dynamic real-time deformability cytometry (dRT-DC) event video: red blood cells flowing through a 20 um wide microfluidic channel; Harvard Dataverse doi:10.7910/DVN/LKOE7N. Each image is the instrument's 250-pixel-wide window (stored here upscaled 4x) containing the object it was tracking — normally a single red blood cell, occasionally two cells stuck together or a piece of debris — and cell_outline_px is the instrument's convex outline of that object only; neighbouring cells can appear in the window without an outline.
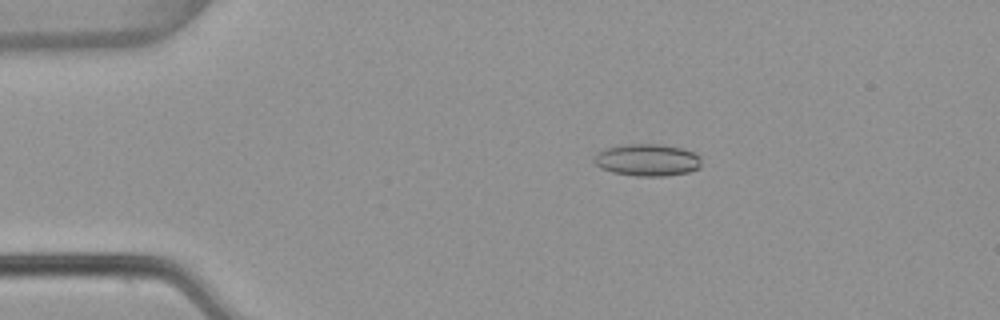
{"species": "common noctule bat (a hibernating species)", "species_latin": "Nyctalus noctula", "temperature_condition": "warm", "stored_images_in_passage": 3, "camera_frame_rate_fps": 3000, "um_per_image_px": 0.085, "animal": {"sex": "female", "body_mass_g": 22.7, "forearm_length_mm": 54.2}, "frame": {"image": 1, "passage_image": 2, "time_ms": 0.333, "image_size_px": [1000, 320], "cell_outline_px": [[700, 168], [688, 172], [664, 176], [636, 176], [612, 172], [600, 168], [592, 160], [596, 152], [604, 148], [624, 144], [660, 144], [684, 148], [700, 156]], "centroid_in_image_um": [54.99, 13.59], "position_along_channel_um": 30.0, "area_um2": 20.29}}